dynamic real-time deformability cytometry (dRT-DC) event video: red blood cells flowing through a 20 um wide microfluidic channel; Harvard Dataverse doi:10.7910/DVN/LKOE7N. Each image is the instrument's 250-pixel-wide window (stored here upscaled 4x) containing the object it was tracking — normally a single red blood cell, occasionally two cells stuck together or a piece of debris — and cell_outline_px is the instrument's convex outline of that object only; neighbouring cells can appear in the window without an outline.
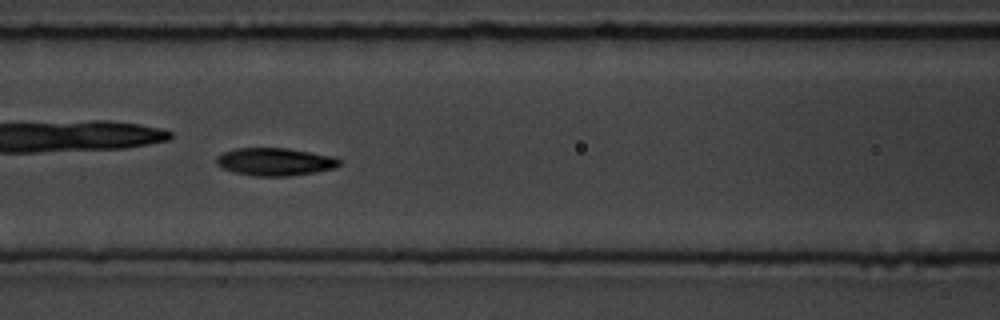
{"species": "common noctule bat (a hibernating species)", "species_latin": "Nyctalus noctula", "temperature_condition": "room temperature", "stored_images_in_passage": 56, "camera_frame_rate_fps": 3000, "um_per_image_px": 0.085, "animal": {"sex": "male", "body_mass_g": 19.5, "forearm_length_mm": 54.6}, "frame": {"image": 1, "passage_image": 25, "time_ms": 8.0, "image_size_px": [1000, 320], "cell_outline_px": [[344, 164], [336, 168], [316, 172], [292, 176], [252, 176], [220, 168], [216, 164], [216, 156], [224, 152], [236, 148], [288, 148], [336, 156]], "centroid_in_image_um": [23.43, 13.75], "position_along_channel_um": 143.2, "area_um2": 20.29}}
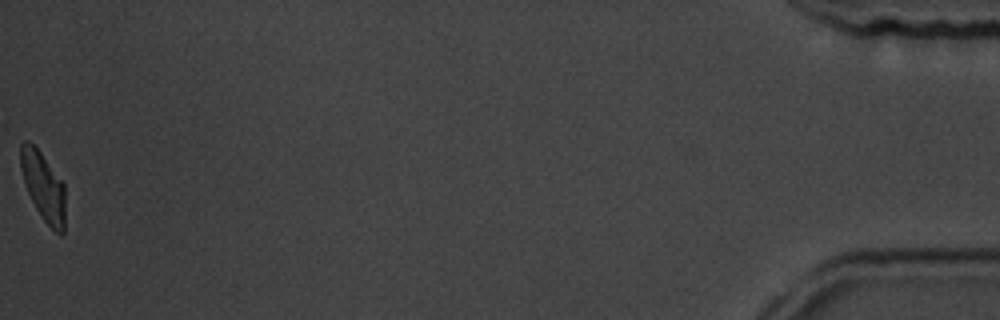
{"frame": {"image": 2, "passage_image": 56, "time_ms": 18.333, "image_size_px": [1000, 320], "cell_outline_px": [[64, 232], [60, 236], [44, 220], [36, 208], [24, 184], [20, 168], [20, 144], [24, 140], [28, 140], [40, 152], [64, 184]], "centroid_in_image_um": [3.66, 15.83], "position_along_channel_um": 431.5, "area_um2": 17.63}, "authors_computed_cell_mechanics": {"area_um2": 19.5364, "velocity_mm_per_s": 3.7536, "shape_relaxation_time_tau1_ms": 3.4173, "shape_relaxation_time_tau2_ms": 2.7476, "deformation_change_tau1": 0.1233, "deformation_change_tau2": 0.0805}}